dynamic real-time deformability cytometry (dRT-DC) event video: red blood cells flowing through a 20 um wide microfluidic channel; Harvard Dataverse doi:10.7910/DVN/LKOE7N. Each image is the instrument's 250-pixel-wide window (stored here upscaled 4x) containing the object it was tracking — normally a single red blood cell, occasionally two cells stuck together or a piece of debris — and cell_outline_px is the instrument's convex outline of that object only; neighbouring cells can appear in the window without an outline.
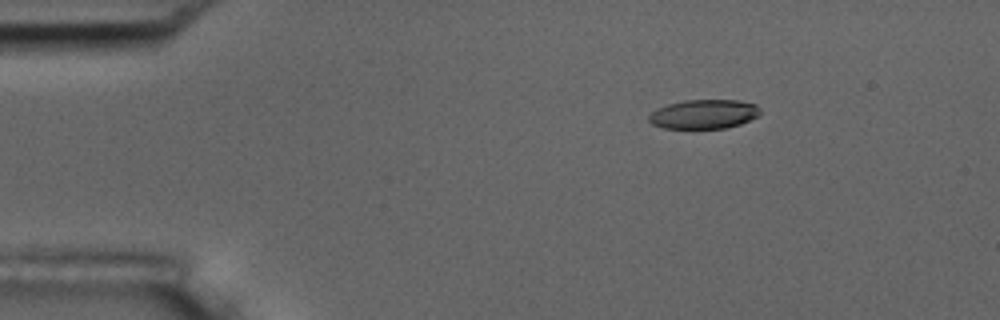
{"species": "common noctule bat (a hibernating species)", "species_latin": "Nyctalus noctula", "temperature_condition": "room temperature", "stored_images_in_passage": 5, "segment_of_instrument_passage": [1, 2], "camera_frame_rate_fps": 3000, "um_per_image_px": 0.085, "animal": {"sex": "male", "body_mass_g": 17.5, "forearm_length_mm": 52.3}, "frame": {"image": 1, "passage_image": 2, "time_ms": 2.0, "image_size_px": [1000, 320], "cell_outline_px": [[760, 116], [740, 124], [724, 128], [664, 128], [652, 124], [648, 120], [648, 116], [656, 108], [668, 104], [684, 100], [740, 100], [756, 104], [760, 108]], "centroid_in_image_um": [59.84, 9.69], "position_along_channel_um": 25.2, "area_um2": 19.07}}